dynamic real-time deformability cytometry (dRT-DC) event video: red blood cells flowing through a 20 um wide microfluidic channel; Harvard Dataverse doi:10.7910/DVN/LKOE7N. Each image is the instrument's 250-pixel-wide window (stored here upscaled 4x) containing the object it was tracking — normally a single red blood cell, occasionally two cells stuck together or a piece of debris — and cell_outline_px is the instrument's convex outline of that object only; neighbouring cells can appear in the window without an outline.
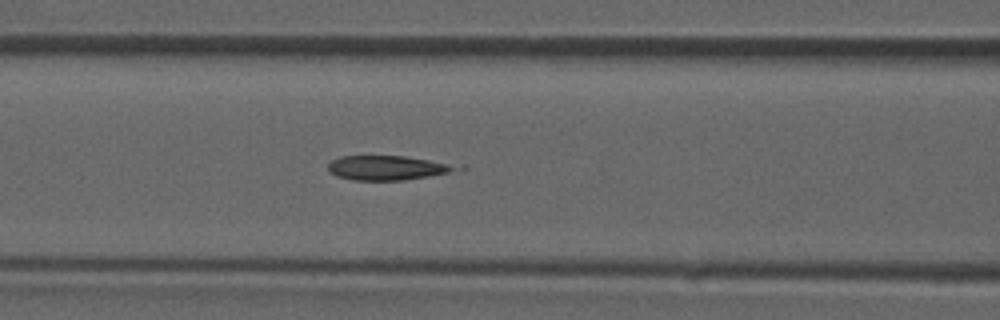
{"species": "common noctule bat (a hibernating species)", "species_latin": "Nyctalus noctula", "temperature_condition": "room temperature", "stored_images_in_passage": 38, "camera_frame_rate_fps": 3000, "um_per_image_px": 0.085, "animal": {"sex": "male", "forearm_length_mm": 52.5}, "frame": {"image": 1, "passage_image": 11, "time_ms": 3.333, "image_size_px": [1000, 320], "cell_outline_px": [[468, 168], [428, 176], [404, 180], [352, 180], [336, 176], [328, 172], [328, 164], [332, 160], [340, 156], [404, 156], [464, 164]], "centroid_in_image_um": [33.04, 14.25], "position_along_channel_um": 133.6, "area_um2": 18.73}}